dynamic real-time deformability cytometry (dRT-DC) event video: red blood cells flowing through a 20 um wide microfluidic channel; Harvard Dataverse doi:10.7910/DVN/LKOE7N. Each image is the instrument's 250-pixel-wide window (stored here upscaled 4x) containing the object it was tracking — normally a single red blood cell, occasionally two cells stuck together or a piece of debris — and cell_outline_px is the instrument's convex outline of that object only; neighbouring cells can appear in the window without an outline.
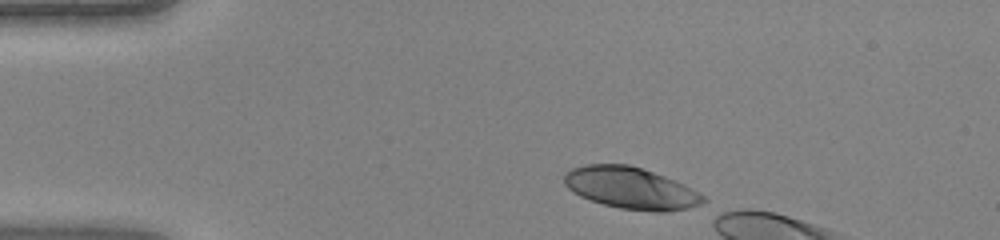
{"species": "human", "species_latin": "Homo sapiens", "temperature_condition": "warm", "stored_images_in_passage": 6, "camera_frame_rate_fps": 3000, "um_per_image_px": 0.085, "donor": {"sex": "female"}, "frame": {"image": 1, "passage_image": 1, "time_ms": 0.0, "image_size_px": [1000, 240], "cell_outline_px": [[708, 204], [688, 208], [664, 212], [656, 212], [620, 208], [604, 204], [580, 196], [572, 192], [564, 184], [564, 172], [572, 168], [584, 164], [628, 164], [664, 176], [684, 184], [700, 192], [708, 200]], "centroid_in_image_um": [53.65, 15.99], "position_along_channel_um": 31.3, "area_um2": 33.99}}